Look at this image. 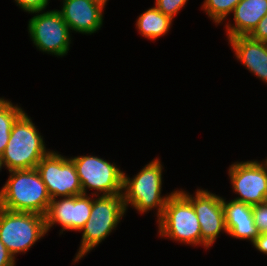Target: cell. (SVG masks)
<instances>
[{
    "instance_id": "obj_1",
    "label": "cell",
    "mask_w": 267,
    "mask_h": 266,
    "mask_svg": "<svg viewBox=\"0 0 267 266\" xmlns=\"http://www.w3.org/2000/svg\"><path fill=\"white\" fill-rule=\"evenodd\" d=\"M9 174L0 190V207L45 216L51 197L36 168L12 170Z\"/></svg>"
},
{
    "instance_id": "obj_2",
    "label": "cell",
    "mask_w": 267,
    "mask_h": 266,
    "mask_svg": "<svg viewBox=\"0 0 267 266\" xmlns=\"http://www.w3.org/2000/svg\"><path fill=\"white\" fill-rule=\"evenodd\" d=\"M162 169L161 161L156 158L133 178L123 173L122 197L126 210L131 205L142 214L156 208L157 220L163 215L166 202L173 192L166 196L161 195Z\"/></svg>"
},
{
    "instance_id": "obj_3",
    "label": "cell",
    "mask_w": 267,
    "mask_h": 266,
    "mask_svg": "<svg viewBox=\"0 0 267 266\" xmlns=\"http://www.w3.org/2000/svg\"><path fill=\"white\" fill-rule=\"evenodd\" d=\"M40 134L27 113L23 112L17 118L2 154L4 166L8 171L36 168L49 152Z\"/></svg>"
},
{
    "instance_id": "obj_4",
    "label": "cell",
    "mask_w": 267,
    "mask_h": 266,
    "mask_svg": "<svg viewBox=\"0 0 267 266\" xmlns=\"http://www.w3.org/2000/svg\"><path fill=\"white\" fill-rule=\"evenodd\" d=\"M93 198L91 214L82 232L81 244L74 262L98 246L114 230L126 213L122 195H97Z\"/></svg>"
},
{
    "instance_id": "obj_5",
    "label": "cell",
    "mask_w": 267,
    "mask_h": 266,
    "mask_svg": "<svg viewBox=\"0 0 267 266\" xmlns=\"http://www.w3.org/2000/svg\"><path fill=\"white\" fill-rule=\"evenodd\" d=\"M159 236L186 243L201 244V230L191 202L179 191H174L157 220Z\"/></svg>"
},
{
    "instance_id": "obj_6",
    "label": "cell",
    "mask_w": 267,
    "mask_h": 266,
    "mask_svg": "<svg viewBox=\"0 0 267 266\" xmlns=\"http://www.w3.org/2000/svg\"><path fill=\"white\" fill-rule=\"evenodd\" d=\"M46 232L45 216L0 207V240L14 257L26 253Z\"/></svg>"
},
{
    "instance_id": "obj_7",
    "label": "cell",
    "mask_w": 267,
    "mask_h": 266,
    "mask_svg": "<svg viewBox=\"0 0 267 266\" xmlns=\"http://www.w3.org/2000/svg\"><path fill=\"white\" fill-rule=\"evenodd\" d=\"M70 159L75 164L84 195H87V189L96 190L97 192L91 193L94 196L122 195L124 172L115 163L95 155L75 156Z\"/></svg>"
},
{
    "instance_id": "obj_8",
    "label": "cell",
    "mask_w": 267,
    "mask_h": 266,
    "mask_svg": "<svg viewBox=\"0 0 267 266\" xmlns=\"http://www.w3.org/2000/svg\"><path fill=\"white\" fill-rule=\"evenodd\" d=\"M32 14L36 15L28 22V32L36 48L57 57L65 56L70 48L71 36L59 10H42Z\"/></svg>"
},
{
    "instance_id": "obj_9",
    "label": "cell",
    "mask_w": 267,
    "mask_h": 266,
    "mask_svg": "<svg viewBox=\"0 0 267 266\" xmlns=\"http://www.w3.org/2000/svg\"><path fill=\"white\" fill-rule=\"evenodd\" d=\"M52 199L82 195L75 164L58 152L49 151L36 166Z\"/></svg>"
},
{
    "instance_id": "obj_10",
    "label": "cell",
    "mask_w": 267,
    "mask_h": 266,
    "mask_svg": "<svg viewBox=\"0 0 267 266\" xmlns=\"http://www.w3.org/2000/svg\"><path fill=\"white\" fill-rule=\"evenodd\" d=\"M228 175L236 201L257 205L267 201V165L257 160L236 162L230 165Z\"/></svg>"
},
{
    "instance_id": "obj_11",
    "label": "cell",
    "mask_w": 267,
    "mask_h": 266,
    "mask_svg": "<svg viewBox=\"0 0 267 266\" xmlns=\"http://www.w3.org/2000/svg\"><path fill=\"white\" fill-rule=\"evenodd\" d=\"M179 191L191 202L200 223L201 245L208 249L221 231L227 233L223 198L203 189H197L194 196Z\"/></svg>"
},
{
    "instance_id": "obj_12",
    "label": "cell",
    "mask_w": 267,
    "mask_h": 266,
    "mask_svg": "<svg viewBox=\"0 0 267 266\" xmlns=\"http://www.w3.org/2000/svg\"><path fill=\"white\" fill-rule=\"evenodd\" d=\"M93 196L79 195L52 199L45 215L46 232L58 223L65 230L79 231L90 217Z\"/></svg>"
},
{
    "instance_id": "obj_13",
    "label": "cell",
    "mask_w": 267,
    "mask_h": 266,
    "mask_svg": "<svg viewBox=\"0 0 267 266\" xmlns=\"http://www.w3.org/2000/svg\"><path fill=\"white\" fill-rule=\"evenodd\" d=\"M59 10L70 32L96 33L103 24V6L93 0H63Z\"/></svg>"
},
{
    "instance_id": "obj_14",
    "label": "cell",
    "mask_w": 267,
    "mask_h": 266,
    "mask_svg": "<svg viewBox=\"0 0 267 266\" xmlns=\"http://www.w3.org/2000/svg\"><path fill=\"white\" fill-rule=\"evenodd\" d=\"M236 58L257 78L267 83V43L249 36L228 39Z\"/></svg>"
},
{
    "instance_id": "obj_15",
    "label": "cell",
    "mask_w": 267,
    "mask_h": 266,
    "mask_svg": "<svg viewBox=\"0 0 267 266\" xmlns=\"http://www.w3.org/2000/svg\"><path fill=\"white\" fill-rule=\"evenodd\" d=\"M227 234L236 239H248L253 243L259 236L252 215V205L223 198Z\"/></svg>"
},
{
    "instance_id": "obj_16",
    "label": "cell",
    "mask_w": 267,
    "mask_h": 266,
    "mask_svg": "<svg viewBox=\"0 0 267 266\" xmlns=\"http://www.w3.org/2000/svg\"><path fill=\"white\" fill-rule=\"evenodd\" d=\"M232 13L235 24L226 25L228 39L248 36L267 14V0H241Z\"/></svg>"
},
{
    "instance_id": "obj_17",
    "label": "cell",
    "mask_w": 267,
    "mask_h": 266,
    "mask_svg": "<svg viewBox=\"0 0 267 266\" xmlns=\"http://www.w3.org/2000/svg\"><path fill=\"white\" fill-rule=\"evenodd\" d=\"M172 21L154 6L138 17L136 27L144 38L156 40L169 32Z\"/></svg>"
},
{
    "instance_id": "obj_18",
    "label": "cell",
    "mask_w": 267,
    "mask_h": 266,
    "mask_svg": "<svg viewBox=\"0 0 267 266\" xmlns=\"http://www.w3.org/2000/svg\"><path fill=\"white\" fill-rule=\"evenodd\" d=\"M23 112L21 107L0 98V155L5 151L14 122Z\"/></svg>"
},
{
    "instance_id": "obj_19",
    "label": "cell",
    "mask_w": 267,
    "mask_h": 266,
    "mask_svg": "<svg viewBox=\"0 0 267 266\" xmlns=\"http://www.w3.org/2000/svg\"><path fill=\"white\" fill-rule=\"evenodd\" d=\"M241 0H204L203 10L214 23L219 24L232 13Z\"/></svg>"
},
{
    "instance_id": "obj_20",
    "label": "cell",
    "mask_w": 267,
    "mask_h": 266,
    "mask_svg": "<svg viewBox=\"0 0 267 266\" xmlns=\"http://www.w3.org/2000/svg\"><path fill=\"white\" fill-rule=\"evenodd\" d=\"M188 0H155V7L172 20Z\"/></svg>"
},
{
    "instance_id": "obj_21",
    "label": "cell",
    "mask_w": 267,
    "mask_h": 266,
    "mask_svg": "<svg viewBox=\"0 0 267 266\" xmlns=\"http://www.w3.org/2000/svg\"><path fill=\"white\" fill-rule=\"evenodd\" d=\"M252 215L258 233H267V201L252 205Z\"/></svg>"
},
{
    "instance_id": "obj_22",
    "label": "cell",
    "mask_w": 267,
    "mask_h": 266,
    "mask_svg": "<svg viewBox=\"0 0 267 266\" xmlns=\"http://www.w3.org/2000/svg\"><path fill=\"white\" fill-rule=\"evenodd\" d=\"M25 12L35 13L46 9L49 0H14Z\"/></svg>"
},
{
    "instance_id": "obj_23",
    "label": "cell",
    "mask_w": 267,
    "mask_h": 266,
    "mask_svg": "<svg viewBox=\"0 0 267 266\" xmlns=\"http://www.w3.org/2000/svg\"><path fill=\"white\" fill-rule=\"evenodd\" d=\"M248 36L254 40L267 43V14L259 21L255 29Z\"/></svg>"
},
{
    "instance_id": "obj_24",
    "label": "cell",
    "mask_w": 267,
    "mask_h": 266,
    "mask_svg": "<svg viewBox=\"0 0 267 266\" xmlns=\"http://www.w3.org/2000/svg\"><path fill=\"white\" fill-rule=\"evenodd\" d=\"M15 259L0 240V266H15Z\"/></svg>"
},
{
    "instance_id": "obj_25",
    "label": "cell",
    "mask_w": 267,
    "mask_h": 266,
    "mask_svg": "<svg viewBox=\"0 0 267 266\" xmlns=\"http://www.w3.org/2000/svg\"><path fill=\"white\" fill-rule=\"evenodd\" d=\"M252 244L258 251L267 255V233L259 234Z\"/></svg>"
},
{
    "instance_id": "obj_26",
    "label": "cell",
    "mask_w": 267,
    "mask_h": 266,
    "mask_svg": "<svg viewBox=\"0 0 267 266\" xmlns=\"http://www.w3.org/2000/svg\"><path fill=\"white\" fill-rule=\"evenodd\" d=\"M93 1L96 2V3L101 4L105 8V5H106L108 0H93Z\"/></svg>"
},
{
    "instance_id": "obj_27",
    "label": "cell",
    "mask_w": 267,
    "mask_h": 266,
    "mask_svg": "<svg viewBox=\"0 0 267 266\" xmlns=\"http://www.w3.org/2000/svg\"><path fill=\"white\" fill-rule=\"evenodd\" d=\"M4 167L2 155H0V170Z\"/></svg>"
}]
</instances>
